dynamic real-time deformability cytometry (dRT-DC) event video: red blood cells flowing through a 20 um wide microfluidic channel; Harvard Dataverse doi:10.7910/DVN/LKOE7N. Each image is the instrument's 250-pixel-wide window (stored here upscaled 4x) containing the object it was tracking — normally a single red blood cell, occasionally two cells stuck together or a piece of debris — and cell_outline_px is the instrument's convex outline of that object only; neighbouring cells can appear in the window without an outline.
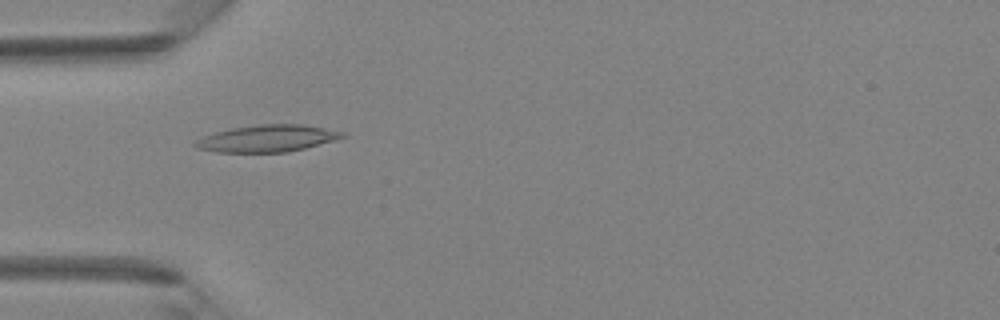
{"species": "Egyptian fruit bat (a non-hibernating species)", "species_latin": "Rousettus aegyptiacus", "temperature_condition": "room temperature", "stored_images_in_passage": 4, "camera_frame_rate_fps": 3000, "um_per_image_px": 0.085, "animal": {"sex": "female"}, "frame": {"image": 1, "passage_image": 3, "time_ms": 2.333, "image_size_px": [1000, 320], "cell_outline_px": [[348, 136], [304, 148], [288, 152], [216, 152], [196, 148], [192, 144], [204, 136], [216, 132], [232, 128], [260, 124], [304, 124], [344, 132]], "centroid_in_image_um": [22.72, 11.76], "position_along_channel_um": 62.3, "area_um2": 22.89}}
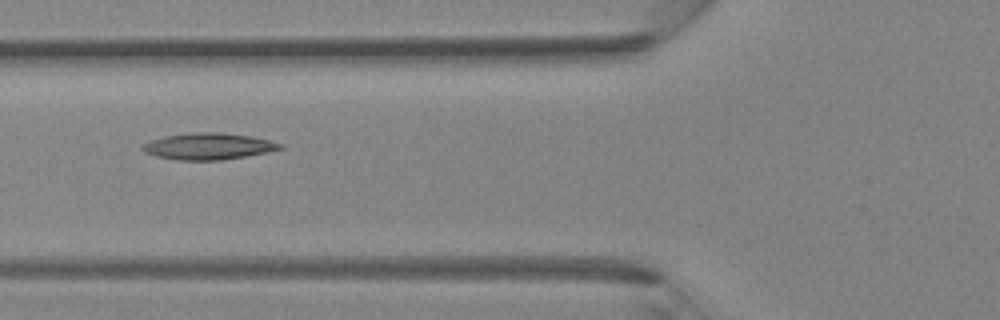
{"frame": {"image": 2, "passage_image": 4, "time_ms": 3.333, "image_size_px": [1000, 320], "cell_outline_px": [[284, 148], [268, 152], [220, 160], [176, 160], [156, 156], [144, 152], [140, 148], [148, 140], [164, 136], [192, 132], [216, 132], [252, 136], [284, 144]], "centroid_in_image_um": [17.69, 12.43], "position_along_channel_um": 108.1, "area_um2": 21.33}}